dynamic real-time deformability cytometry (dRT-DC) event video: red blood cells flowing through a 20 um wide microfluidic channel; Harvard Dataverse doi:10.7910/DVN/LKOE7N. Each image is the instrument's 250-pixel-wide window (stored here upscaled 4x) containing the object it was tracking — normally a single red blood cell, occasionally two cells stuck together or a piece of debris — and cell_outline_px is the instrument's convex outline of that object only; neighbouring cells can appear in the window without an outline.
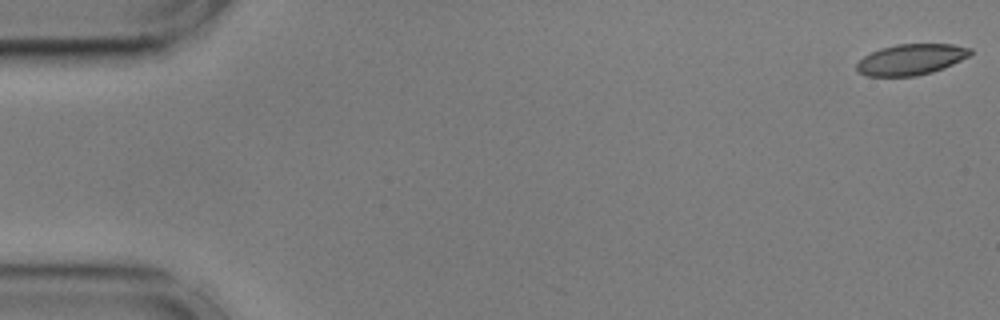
{"species": "common noctule bat (a hibernating species)", "species_latin": "Nyctalus noctula", "temperature_condition": "cold", "stored_images_in_passage": 17, "camera_frame_rate_fps": 3000, "um_per_image_px": 0.085, "animal": {"sex": "male", "body_mass_g": 17.9, "forearm_length_mm": 54.2}, "frame": {"image": 1, "passage_image": 1, "time_ms": 0.0, "image_size_px": [1000, 320], "cell_outline_px": [[972, 52], [968, 56], [944, 68], [932, 72], [916, 76], [864, 76], [856, 72], [856, 64], [864, 56], [880, 48], [896, 44], [952, 44], [972, 48]], "centroid_in_image_um": [77.4, 5.06], "position_along_channel_um": 7.6, "area_um2": 20.52}}
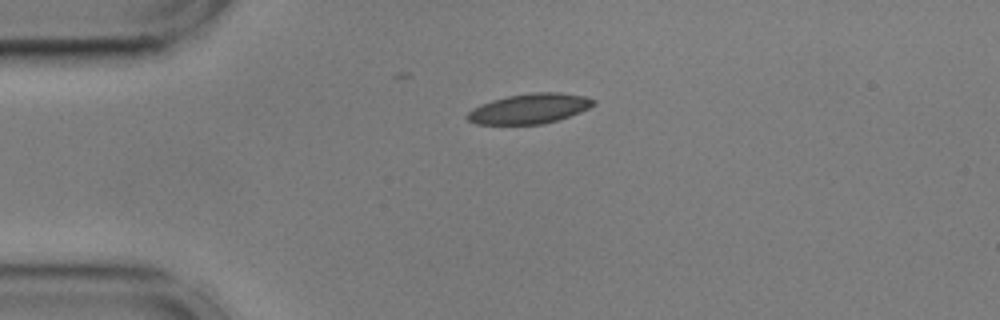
{"frame": {"image": 2, "passage_image": 13, "time_ms": 4.0, "image_size_px": [1000, 320], "cell_outline_px": [[596, 104], [580, 112], [544, 124], [476, 124], [468, 120], [464, 116], [472, 108], [480, 104], [492, 100], [508, 96], [532, 92], [560, 92], [584, 96], [596, 100]], "centroid_in_image_um": [44.99, 9.23], "position_along_channel_um": 40.0, "area_um2": 22.08}}